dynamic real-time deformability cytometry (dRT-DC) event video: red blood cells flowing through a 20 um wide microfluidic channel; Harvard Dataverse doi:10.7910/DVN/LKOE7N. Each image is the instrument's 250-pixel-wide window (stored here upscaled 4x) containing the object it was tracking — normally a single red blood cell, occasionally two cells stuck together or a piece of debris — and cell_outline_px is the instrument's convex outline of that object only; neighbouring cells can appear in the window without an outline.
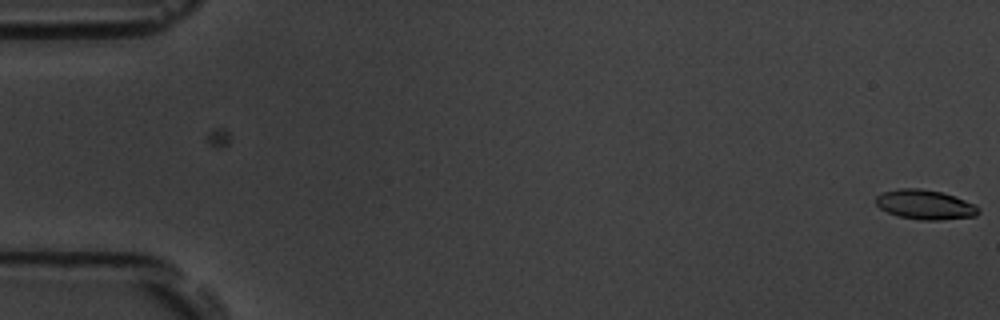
{"species": "common noctule bat (a hibernating species)", "species_latin": "Nyctalus noctula", "temperature_condition": "room temperature", "stored_images_in_passage": 5, "camera_frame_rate_fps": 3000, "um_per_image_px": 0.085, "animal": {"sex": "male", "body_mass_g": 19.5, "forearm_length_mm": 54.6}, "frame": {"image": 1, "passage_image": 5, "time_ms": 1.333, "image_size_px": [1000, 320], "cell_outline_px": [[980, 212], [976, 216], [940, 220], [924, 220], [900, 216], [888, 212], [880, 208], [876, 204], [876, 196], [884, 192], [900, 188], [920, 188], [940, 192], [956, 196], [976, 204], [980, 208]], "centroid_in_image_um": [78.68, 17.39], "position_along_channel_um": 6.3, "area_um2": 17.69}}